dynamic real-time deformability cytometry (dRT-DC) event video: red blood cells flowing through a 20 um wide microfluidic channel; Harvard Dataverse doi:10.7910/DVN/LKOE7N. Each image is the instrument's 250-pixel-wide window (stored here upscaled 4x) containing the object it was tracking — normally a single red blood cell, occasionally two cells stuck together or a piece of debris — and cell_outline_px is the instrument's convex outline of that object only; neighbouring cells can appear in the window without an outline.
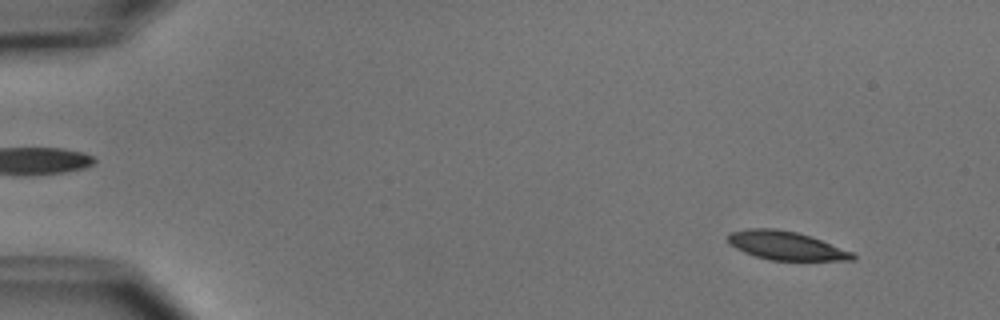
{"species": "common noctule bat (a hibernating species)", "species_latin": "Nyctalus noctula", "temperature_condition": "cold", "stored_images_in_passage": 14, "camera_frame_rate_fps": 3000, "um_per_image_px": 0.085, "animal": {"sex": "male", "body_mass_g": 15.6}, "frame": {"image": 1, "passage_image": 4, "time_ms": 1.0, "image_size_px": [1000, 320], "cell_outline_px": [[856, 256], [852, 260], [768, 260], [744, 252], [728, 244], [728, 236], [732, 232], [748, 228], [776, 228], [796, 232], [820, 240], [852, 252]], "centroid_in_image_um": [66.76, 20.87], "position_along_channel_um": 18.2, "area_um2": 20.46}}